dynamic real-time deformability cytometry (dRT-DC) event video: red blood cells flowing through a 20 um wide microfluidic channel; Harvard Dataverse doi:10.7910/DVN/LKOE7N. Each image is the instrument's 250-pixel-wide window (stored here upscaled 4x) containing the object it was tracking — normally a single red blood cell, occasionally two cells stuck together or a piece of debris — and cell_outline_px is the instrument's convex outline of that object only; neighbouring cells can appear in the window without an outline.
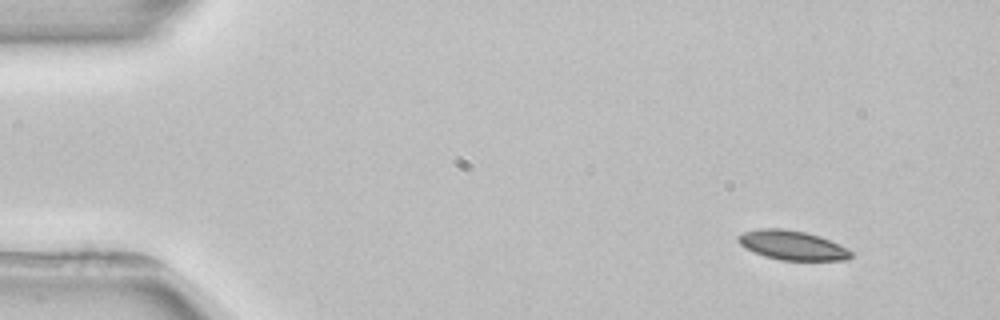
{"species": "common noctule bat (a hibernating species)", "species_latin": "Nyctalus noctula", "temperature_condition": "room temperature", "stored_images_in_passage": 3, "camera_frame_rate_fps": 3000, "um_per_image_px": 0.085, "animal": {"sex": "female", "body_mass_g": 22.7, "forearm_length_mm": 54.2}, "frame": {"image": 1, "passage_image": 1, "time_ms": 0.0, "image_size_px": [1000, 320], "cell_outline_px": [[852, 256], [848, 260], [780, 260], [764, 256], [744, 248], [736, 240], [736, 236], [744, 232], [760, 228], [780, 228], [804, 232], [820, 236], [852, 252]], "centroid_in_image_um": [67.27, 20.85], "position_along_channel_um": 17.7, "area_um2": 19.13}}